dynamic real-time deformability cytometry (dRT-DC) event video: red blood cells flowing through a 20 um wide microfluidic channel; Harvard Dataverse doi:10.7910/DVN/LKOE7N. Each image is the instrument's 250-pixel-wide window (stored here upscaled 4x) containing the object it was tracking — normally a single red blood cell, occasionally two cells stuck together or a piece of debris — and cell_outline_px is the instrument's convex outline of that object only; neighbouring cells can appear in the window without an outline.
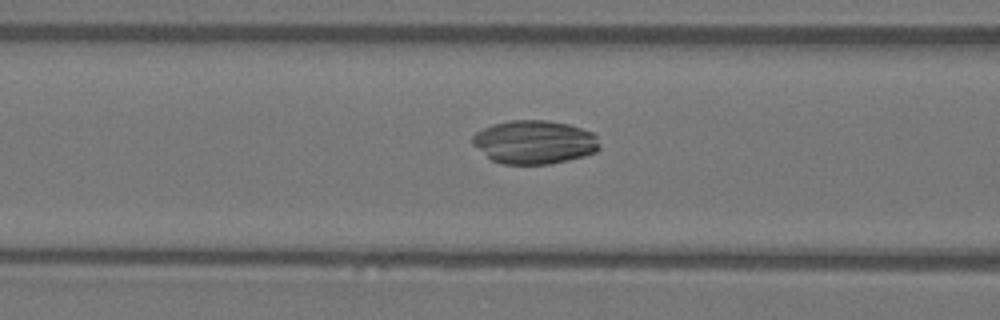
{"species": "Egyptian fruit bat (a non-hibernating species)", "species_latin": "Rousettus aegyptiacus", "temperature_condition": "warm", "stored_images_in_passage": 55, "camera_frame_rate_fps": 3000, "um_per_image_px": 0.085, "animal": {"sex": "female"}, "frame": {"image": 1, "passage_image": 22, "time_ms": 7.0, "image_size_px": [1000, 320], "cell_outline_px": [[600, 148], [596, 152], [584, 156], [568, 160], [548, 164], [500, 164], [492, 160], [472, 144], [472, 136], [476, 132], [492, 124], [512, 120], [548, 120], [568, 124], [592, 132], [596, 136], [600, 144]], "centroid_in_image_um": [45.43, 12.08], "position_along_channel_um": 121.2, "area_um2": 32.31}}
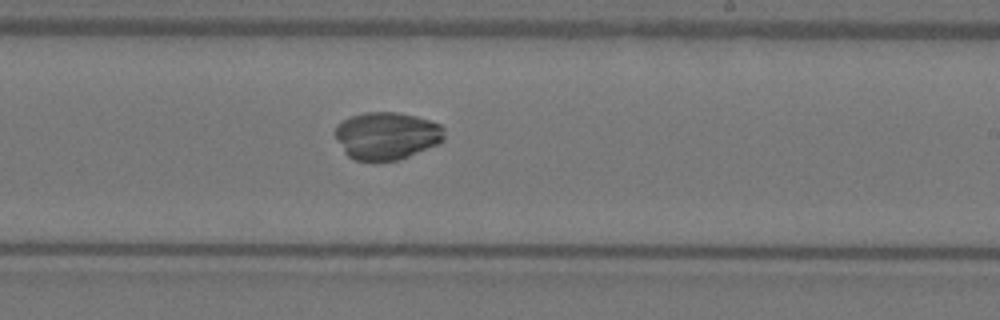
{"frame": {"image": 2, "passage_image": 33, "time_ms": 10.667, "image_size_px": [1000, 320], "cell_outline_px": [[444, 140], [440, 144], [400, 160], [376, 164], [356, 160], [348, 156], [344, 152], [336, 140], [332, 132], [344, 120], [352, 116], [364, 112], [396, 112], [416, 116], [440, 124], [444, 128]], "centroid_in_image_um": [32.87, 11.59], "position_along_channel_um": 256.1, "area_um2": 31.04}}
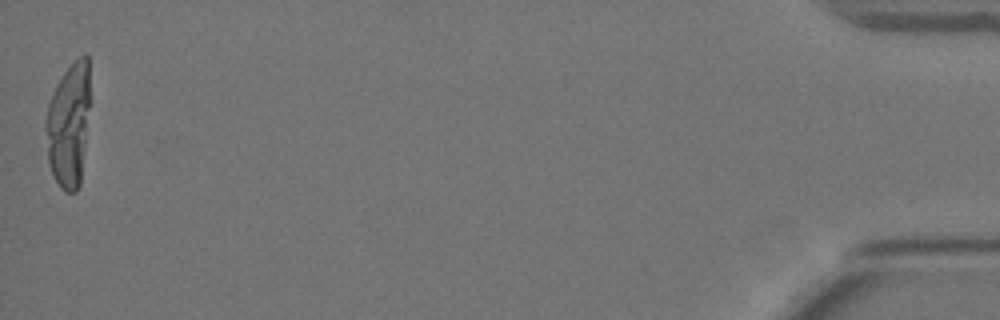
{"frame": {"image": 3, "passage_image": 55, "time_ms": 18.0, "image_size_px": [1000, 320], "cell_outline_px": [[88, 108], [80, 184], [76, 192], [64, 192], [60, 188], [52, 172], [48, 160], [44, 128], [48, 104], [52, 92], [56, 84], [64, 72], [84, 52], [88, 56]], "centroid_in_image_um": [5.79, 10.63], "position_along_channel_um": 429.4, "area_um2": 31.62}}